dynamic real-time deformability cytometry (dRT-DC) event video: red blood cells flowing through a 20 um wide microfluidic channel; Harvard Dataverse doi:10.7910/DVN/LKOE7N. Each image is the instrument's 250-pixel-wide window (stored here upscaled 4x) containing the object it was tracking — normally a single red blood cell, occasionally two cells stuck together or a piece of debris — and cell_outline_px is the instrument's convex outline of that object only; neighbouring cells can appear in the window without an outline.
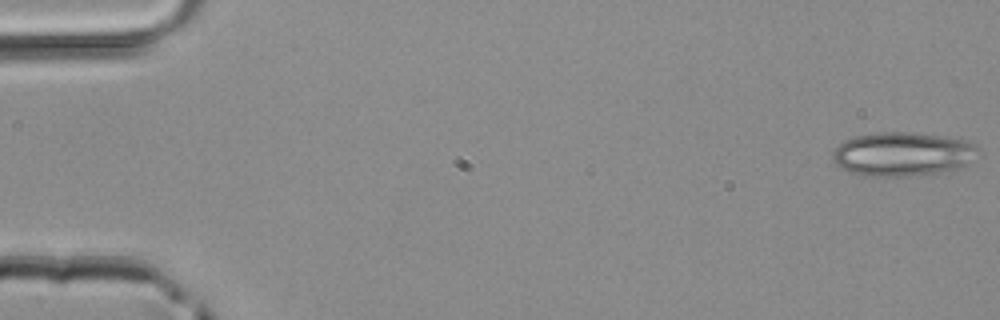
{"species": "common noctule bat (a hibernating species)", "species_latin": "Nyctalus noctula", "temperature_condition": "room temperature", "stored_images_in_passage": 4, "camera_frame_rate_fps": 3000, "um_per_image_px": 0.085, "animal": {"sex": "male", "body_mass_g": 20.4}, "frame": {"image": 1, "passage_image": 1, "time_ms": 0.0, "image_size_px": [1000, 320], "cell_outline_px": [[980, 152], [968, 164], [960, 168], [940, 172], [908, 176], [864, 176], [840, 168], [832, 160], [832, 152], [844, 140], [856, 136], [880, 132], [904, 132], [940, 136], [964, 140], [976, 144], [980, 148]], "centroid_in_image_um": [76.74, 13.1], "position_along_channel_um": 8.3, "area_um2": 37.28}}